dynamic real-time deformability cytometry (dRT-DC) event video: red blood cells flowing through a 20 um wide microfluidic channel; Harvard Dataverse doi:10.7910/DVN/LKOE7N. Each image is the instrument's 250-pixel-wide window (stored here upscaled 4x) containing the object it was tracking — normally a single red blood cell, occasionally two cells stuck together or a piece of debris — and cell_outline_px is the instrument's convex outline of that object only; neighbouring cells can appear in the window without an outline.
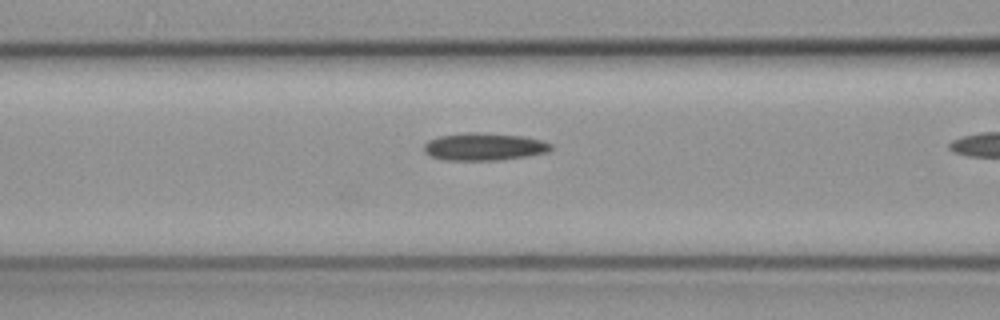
{"species": "common noctule bat (a hibernating species)", "species_latin": "Nyctalus noctula", "temperature_condition": "cold", "stored_images_in_passage": 16, "camera_frame_rate_fps": 3000, "um_per_image_px": 0.085, "animal": {"sex": "female", "body_mass_g": 19.3, "forearm_length_mm": 54.1}, "frame": {"image": 1, "passage_image": 5, "time_ms": 1.333, "image_size_px": [1000, 320], "cell_outline_px": [[552, 148], [548, 152], [524, 156], [496, 160], [444, 160], [432, 156], [424, 152], [424, 144], [428, 140], [440, 136], [468, 132], [472, 132], [524, 136], [540, 140], [552, 144]], "centroid_in_image_um": [41.13, 12.47], "position_along_channel_um": 125.5, "area_um2": 20.11}}
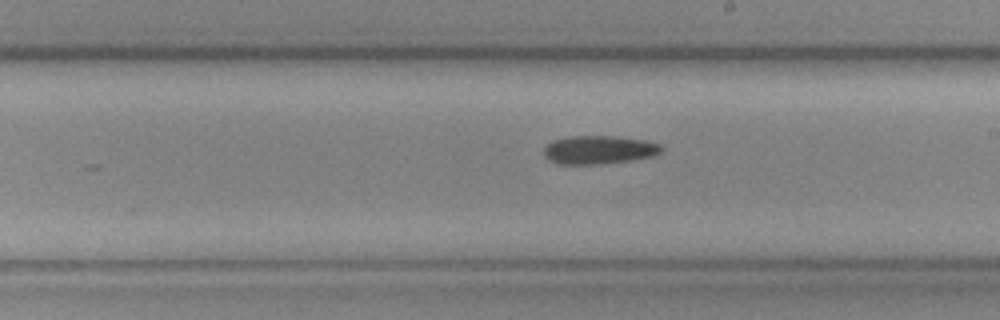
{"frame": {"image": 2, "passage_image": 14, "time_ms": 4.333, "image_size_px": [1000, 320], "cell_outline_px": [[664, 152], [656, 156], [632, 160], [604, 164], [556, 164], [548, 160], [544, 156], [544, 148], [552, 140], [572, 136], [612, 136], [644, 140], [660, 144], [664, 148]], "centroid_in_image_um": [50.95, 12.75], "position_along_channel_um": 238.1, "area_um2": 19.77}}